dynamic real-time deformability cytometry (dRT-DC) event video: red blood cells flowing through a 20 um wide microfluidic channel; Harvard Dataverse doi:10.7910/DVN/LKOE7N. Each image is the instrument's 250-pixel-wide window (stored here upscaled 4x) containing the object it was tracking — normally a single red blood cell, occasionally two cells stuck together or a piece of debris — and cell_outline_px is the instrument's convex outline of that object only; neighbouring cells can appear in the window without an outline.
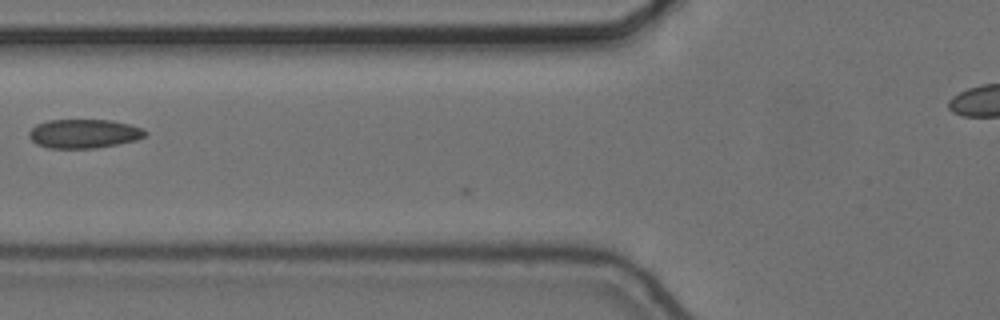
{"species": "common noctule bat (a hibernating species)", "species_latin": "Nyctalus noctula", "temperature_condition": "cold", "stored_images_in_passage": 8, "camera_frame_rate_fps": 3000, "um_per_image_px": 0.085, "animal": {"sex": "female", "body_mass_g": 24.6, "forearm_length_mm": 56.2}, "frame": {"image": 1, "passage_image": 3, "time_ms": 0.667, "image_size_px": [1000, 320], "cell_outline_px": [[148, 132], [144, 136], [136, 140], [96, 148], [48, 148], [36, 144], [28, 136], [28, 132], [36, 124], [48, 120], [108, 120], [128, 124], [144, 128]], "centroid_in_image_um": [7.11, 11.36], "position_along_channel_um": 118.7, "area_um2": 19.59}}
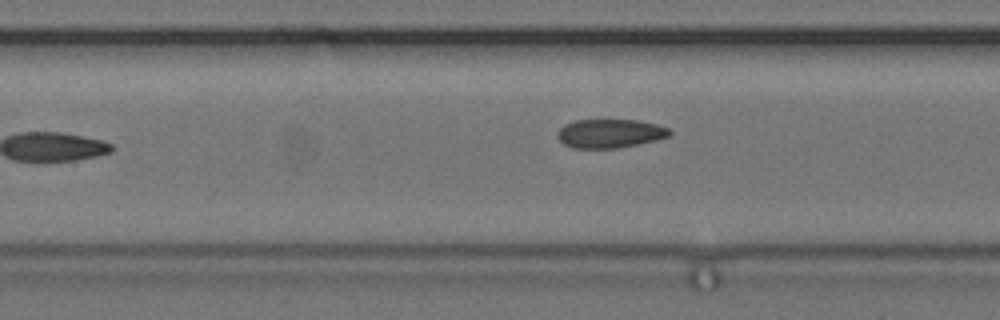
{"frame": {"image": 2, "passage_image": 6, "time_ms": 1.667, "image_size_px": [1000, 320], "cell_outline_px": [[672, 136], [656, 140], [620, 148], [572, 148], [564, 144], [556, 136], [556, 132], [564, 124], [576, 120], [636, 120], [656, 124], [668, 128], [672, 132]], "centroid_in_image_um": [51.84, 11.35], "position_along_channel_um": 155.6, "area_um2": 18.96}}